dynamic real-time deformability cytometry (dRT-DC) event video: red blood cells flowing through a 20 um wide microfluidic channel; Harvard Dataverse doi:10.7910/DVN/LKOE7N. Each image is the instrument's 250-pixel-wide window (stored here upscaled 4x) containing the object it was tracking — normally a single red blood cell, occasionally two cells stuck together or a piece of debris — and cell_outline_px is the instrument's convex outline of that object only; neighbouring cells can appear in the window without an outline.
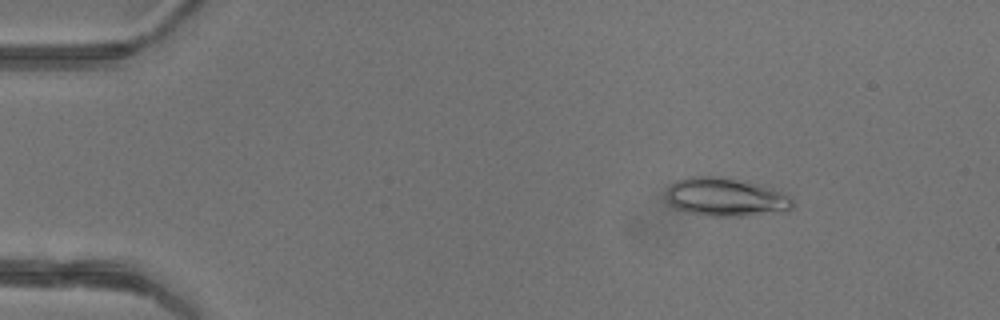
{"species": "common noctule bat (a hibernating species)", "species_latin": "Nyctalus noctula", "temperature_condition": "warm", "stored_images_in_passage": 48, "camera_frame_rate_fps": 3000, "um_per_image_px": 0.085, "animal": {"sex": "female"}, "frame": {"image": 1, "passage_image": 7, "time_ms": 2.0, "image_size_px": [1000, 320], "cell_outline_px": [[796, 204], [788, 212], [744, 216], [708, 216], [684, 212], [668, 204], [668, 188], [676, 180], [688, 176], [720, 176], [748, 180], [784, 192], [792, 196]], "centroid_in_image_um": [61.78, 16.75], "position_along_channel_um": 23.2, "area_um2": 29.25}}
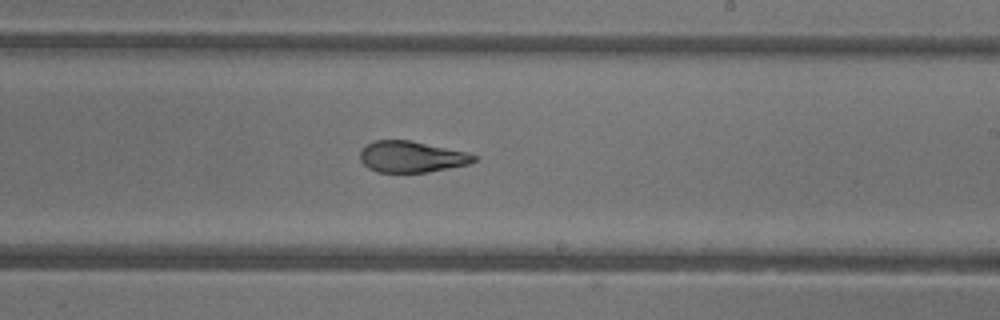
{"frame": {"image": 2, "passage_image": 29, "time_ms": 9.333, "image_size_px": [1000, 320], "cell_outline_px": [[480, 156], [476, 160], [468, 164], [428, 172], [376, 172], [368, 168], [360, 160], [360, 152], [364, 144], [372, 140], [408, 140], [468, 152]], "centroid_in_image_um": [34.96, 13.32], "position_along_channel_um": 254.0, "area_um2": 20.87}}
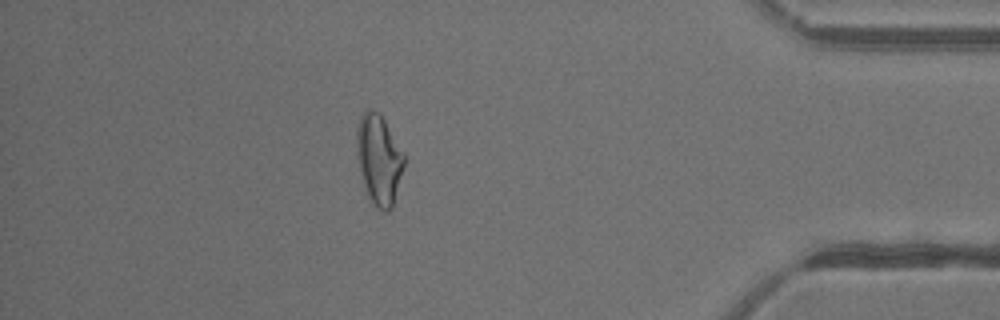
{"frame": {"image": 3, "passage_image": 42, "time_ms": 13.667, "image_size_px": [1000, 320], "cell_outline_px": [[404, 164], [392, 208], [388, 212], [384, 212], [372, 204], [364, 188], [360, 168], [356, 144], [356, 128], [360, 116], [364, 112], [376, 112], [384, 120], [404, 152]], "centroid_in_image_um": [32.21, 13.6], "position_along_channel_um": 403.0, "area_um2": 24.45}, "authors_computed_cell_mechanics": {"area_um2": 23.5824, "velocity_mm_per_s": 4.3791, "shape_relaxation_time_tau1_ms": null, "shape_relaxation_time_tau2_ms": 1.5371, "deformation_change_tau1": null, "deformation_change_tau2": 0.0878}}